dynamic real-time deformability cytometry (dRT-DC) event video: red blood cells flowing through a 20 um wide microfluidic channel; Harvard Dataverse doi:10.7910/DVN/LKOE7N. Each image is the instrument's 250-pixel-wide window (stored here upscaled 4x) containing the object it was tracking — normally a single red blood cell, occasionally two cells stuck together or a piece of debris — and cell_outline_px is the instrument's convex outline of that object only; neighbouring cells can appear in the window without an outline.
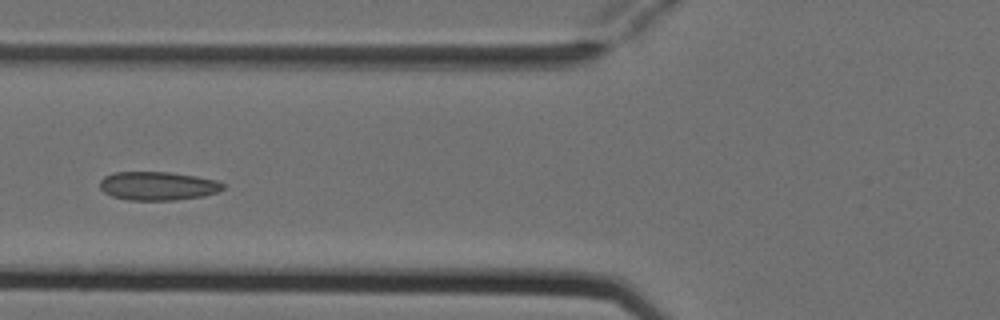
{"species": "Egyptian fruit bat (a non-hibernating species)", "species_latin": "Rousettus aegyptiacus", "temperature_condition": "cold", "stored_images_in_passage": 6, "camera_frame_rate_fps": 3000, "um_per_image_px": 0.085, "animal": {"sex": "female"}, "frame": {"image": 1, "passage_image": 6, "time_ms": 1.667, "image_size_px": [1000, 320], "cell_outline_px": [[224, 188], [216, 192], [204, 196], [176, 200], [128, 200], [112, 196], [104, 192], [100, 188], [100, 180], [104, 176], [116, 172], [168, 172], [196, 176], [216, 180], [224, 184]], "centroid_in_image_um": [13.4, 15.8], "position_along_channel_um": 112.4, "area_um2": 20.52}}